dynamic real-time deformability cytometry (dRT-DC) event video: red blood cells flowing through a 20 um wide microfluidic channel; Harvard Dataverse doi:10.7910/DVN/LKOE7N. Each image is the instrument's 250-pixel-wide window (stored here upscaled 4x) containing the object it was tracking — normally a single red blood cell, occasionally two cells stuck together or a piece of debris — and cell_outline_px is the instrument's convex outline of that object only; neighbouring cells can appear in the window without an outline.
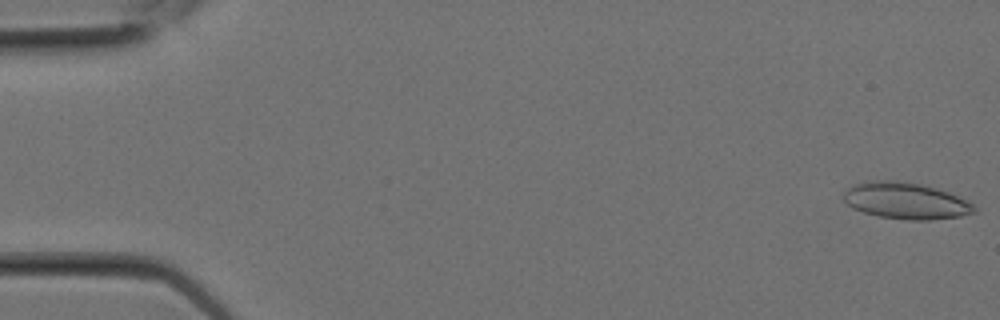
{"species": "Egyptian fruit bat (a non-hibernating species)", "species_latin": "Rousettus aegyptiacus", "temperature_condition": "room temperature", "stored_images_in_passage": 3, "camera_frame_rate_fps": 3000, "um_per_image_px": 0.085, "animal": {"sex": "female"}, "frame": {"image": 1, "passage_image": 1, "time_ms": 0.0, "image_size_px": [1000, 320], "cell_outline_px": [[976, 212], [960, 216], [928, 220], [908, 220], [880, 216], [864, 212], [852, 208], [844, 200], [844, 192], [852, 184], [868, 180], [896, 180], [920, 184], [948, 192], [960, 196], [972, 204], [976, 208]], "centroid_in_image_um": [76.97, 17.06], "position_along_channel_um": 8.0, "area_um2": 27.74}}
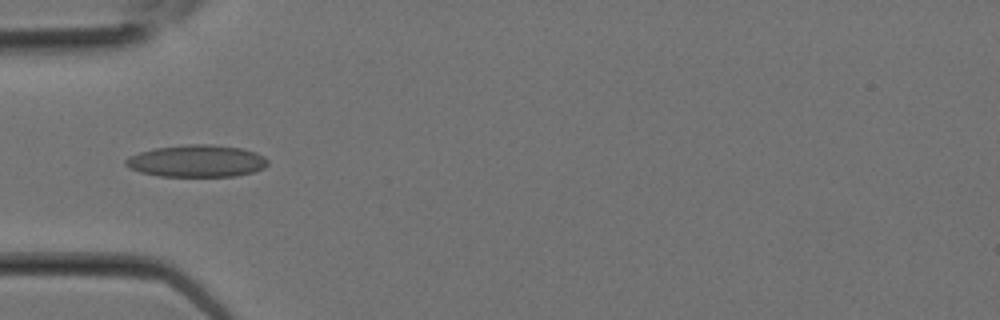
{"frame": {"image": 2, "passage_image": 3, "time_ms": 0.667, "image_size_px": [1000, 320], "cell_outline_px": [[268, 164], [264, 168], [252, 172], [236, 176], [160, 176], [140, 172], [124, 164], [124, 160], [128, 156], [152, 148], [184, 144], [212, 144], [240, 148], [256, 152], [264, 156], [268, 160]], "centroid_in_image_um": [16.72, 13.67], "position_along_channel_um": 68.3, "area_um2": 26.7}}